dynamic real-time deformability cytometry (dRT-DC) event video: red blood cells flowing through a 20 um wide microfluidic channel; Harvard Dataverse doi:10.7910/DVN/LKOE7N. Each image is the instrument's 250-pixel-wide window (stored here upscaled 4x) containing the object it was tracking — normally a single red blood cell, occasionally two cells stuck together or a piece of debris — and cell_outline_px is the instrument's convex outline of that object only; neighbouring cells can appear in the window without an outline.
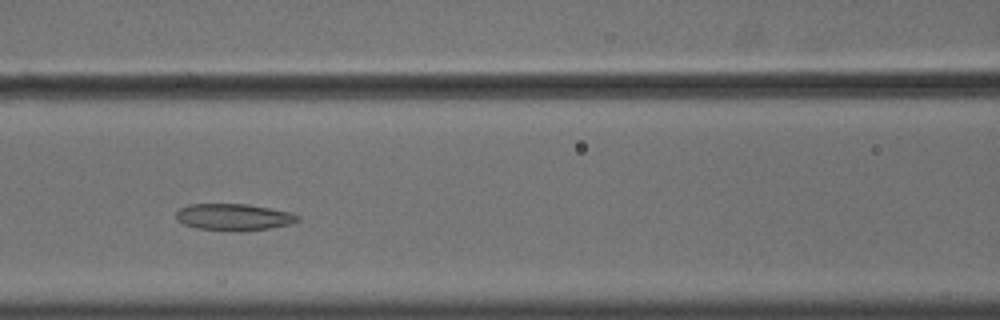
{"species": "common noctule bat (a hibernating species)", "species_latin": "Nyctalus noctula", "temperature_condition": "cold", "stored_images_in_passage": 48, "camera_frame_rate_fps": 3000, "um_per_image_px": 0.085, "animal": {"sex": "male", "body_mass_g": 18.8}, "frame": {"image": 1, "passage_image": 17, "time_ms": 5.333, "image_size_px": [1000, 320], "cell_outline_px": [[300, 220], [288, 224], [268, 228], [196, 228], [184, 224], [176, 220], [176, 212], [180, 208], [188, 204], [248, 204], [288, 212], [300, 216]], "centroid_in_image_um": [19.81, 18.39], "position_along_channel_um": 146.8, "area_um2": 17.86}}
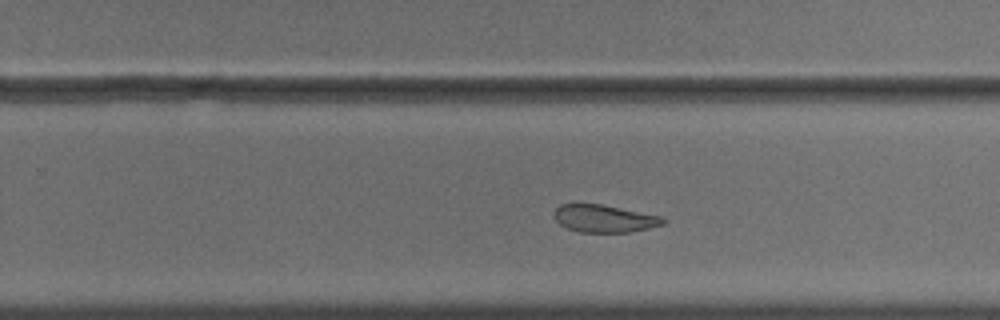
{"frame": {"image": 2, "passage_image": 28, "time_ms": 9.0, "image_size_px": [1000, 320], "cell_outline_px": [[668, 220], [664, 224], [632, 232], [580, 232], [568, 228], [560, 224], [552, 216], [552, 212], [560, 204], [572, 200], [576, 200], [600, 204], [664, 216]], "centroid_in_image_um": [51.31, 18.52], "position_along_channel_um": 278.5, "area_um2": 18.26}}
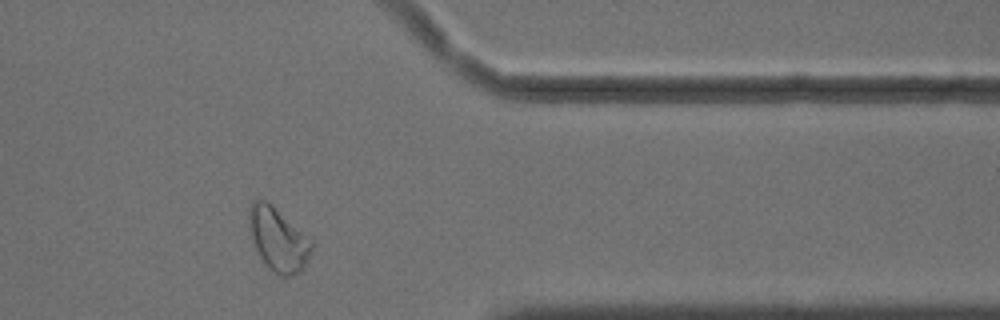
{"frame": {"image": 3, "passage_image": 38, "time_ms": 12.333, "image_size_px": [1000, 320], "cell_outline_px": [[312, 248], [304, 268], [300, 272], [292, 276], [280, 276], [272, 272], [264, 264], [252, 244], [248, 224], [248, 208], [252, 200], [264, 200], [272, 204], [312, 240]], "centroid_in_image_um": [23.6, 20.36], "position_along_channel_um": 387.8, "area_um2": 23.52}, "authors_computed_cell_mechanics": {"area_um2": 20.8658, "velocity_mm_per_s": 3.5997, "shape_relaxation_time_tau1_ms": null, "shape_relaxation_time_tau2_ms": 3.4357, "deformation_change_tau1": null, "deformation_change_tau2": 0.1102}}